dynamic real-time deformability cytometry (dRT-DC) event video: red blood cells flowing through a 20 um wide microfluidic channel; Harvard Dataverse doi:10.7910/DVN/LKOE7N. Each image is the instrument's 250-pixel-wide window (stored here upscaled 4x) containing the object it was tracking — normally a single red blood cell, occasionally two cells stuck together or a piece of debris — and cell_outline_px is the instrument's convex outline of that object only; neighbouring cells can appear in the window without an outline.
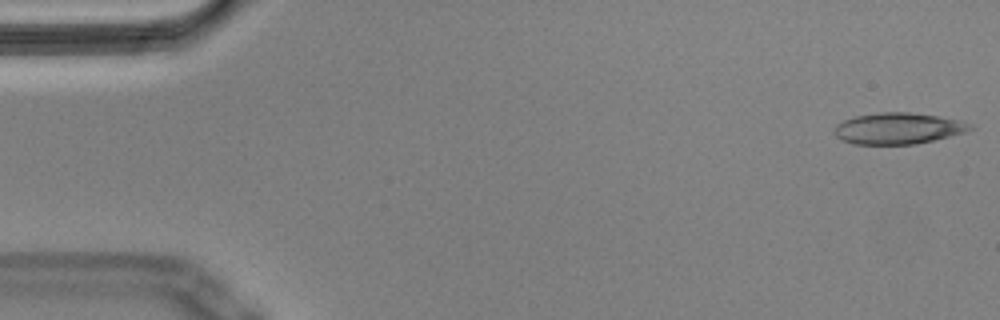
{"species": "Egyptian fruit bat (a non-hibernating species)", "species_latin": "Rousettus aegyptiacus", "temperature_condition": "cold", "stored_images_in_passage": 55, "camera_frame_rate_fps": 3000, "um_per_image_px": 0.085, "animal": {"sex": "male"}, "frame": {"image": 1, "passage_image": 1, "time_ms": 0.0, "image_size_px": [1000, 320], "cell_outline_px": [[976, 128], [964, 132], [916, 144], [852, 144], [840, 140], [832, 132], [836, 124], [844, 120], [856, 116], [880, 112], [908, 112], [936, 116], [956, 120], [972, 124]], "centroid_in_image_um": [76.28, 10.92], "position_along_channel_um": 8.7, "area_um2": 24.62}}
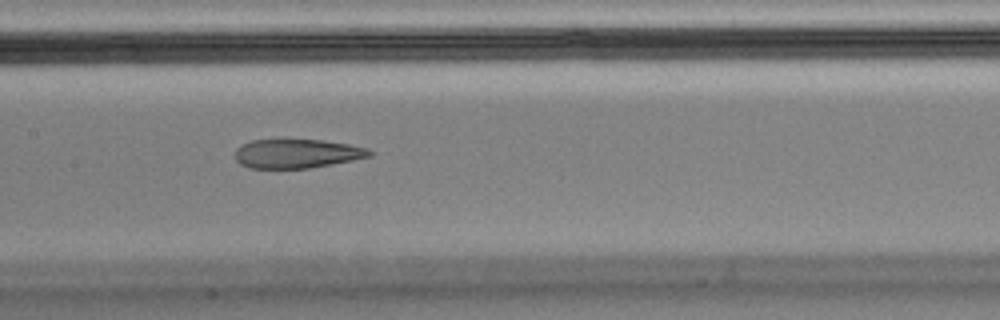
{"frame": {"image": 2, "passage_image": 26, "time_ms": 8.333, "image_size_px": [1000, 320], "cell_outline_px": [[372, 156], [332, 164], [308, 168], [248, 168], [240, 164], [236, 160], [236, 148], [252, 140], [320, 140], [348, 144], [368, 148], [372, 152]], "centroid_in_image_um": [25.24, 13.06], "position_along_channel_um": 182.2, "area_um2": 22.54}}
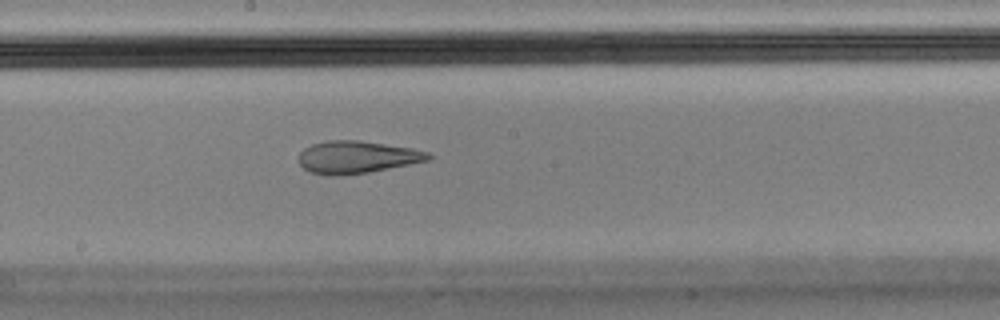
{"frame": {"image": 3, "passage_image": 29, "time_ms": 9.333, "image_size_px": [1000, 320], "cell_outline_px": [[432, 156], [428, 160], [368, 172], [336, 176], [328, 176], [312, 172], [304, 168], [300, 164], [300, 152], [304, 148], [312, 144], [328, 140], [360, 140], [412, 148], [428, 152]], "centroid_in_image_um": [30.32, 13.35], "position_along_channel_um": 217.9, "area_um2": 24.22}, "authors_computed_cell_mechanics": {"area_um2": 25.5476, "velocity_mm_per_s": 3.5797, "shape_relaxation_time_tau1_ms": null, "shape_relaxation_time_tau2_ms": 2.8039, "deformation_change_tau1": null, "deformation_change_tau2": 0.1127}}